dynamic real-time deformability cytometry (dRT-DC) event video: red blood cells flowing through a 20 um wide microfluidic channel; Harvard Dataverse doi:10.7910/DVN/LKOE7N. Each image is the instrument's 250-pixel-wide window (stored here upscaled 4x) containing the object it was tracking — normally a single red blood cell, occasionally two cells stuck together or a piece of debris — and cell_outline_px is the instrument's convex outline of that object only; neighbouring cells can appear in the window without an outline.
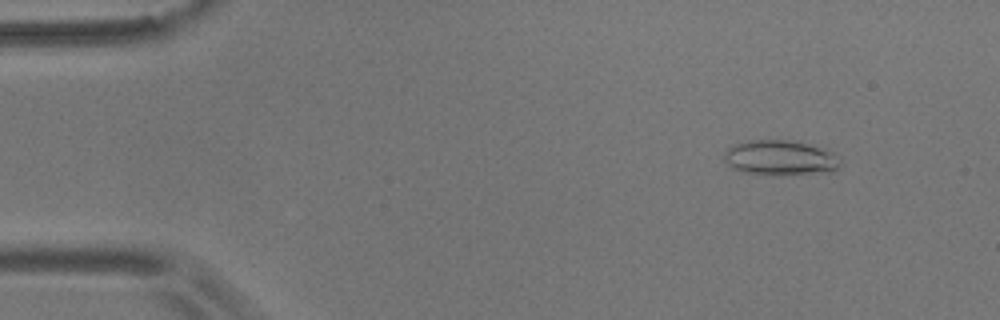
{"species": "common noctule bat (a hibernating species)", "species_latin": "Nyctalus noctula", "temperature_condition": "room temperature", "stored_images_in_passage": 41, "camera_frame_rate_fps": 3000, "um_per_image_px": 0.085, "animal": {"sex": "male", "body_mass_g": 17.9}, "frame": {"image": 1, "passage_image": 6, "time_ms": 1.667, "image_size_px": [1000, 320], "cell_outline_px": [[840, 164], [832, 172], [776, 176], [744, 172], [732, 168], [724, 160], [724, 152], [732, 144], [748, 140], [796, 140], [820, 148], [840, 156]], "centroid_in_image_um": [66.3, 13.42], "position_along_channel_um": 18.7, "area_um2": 24.1}}